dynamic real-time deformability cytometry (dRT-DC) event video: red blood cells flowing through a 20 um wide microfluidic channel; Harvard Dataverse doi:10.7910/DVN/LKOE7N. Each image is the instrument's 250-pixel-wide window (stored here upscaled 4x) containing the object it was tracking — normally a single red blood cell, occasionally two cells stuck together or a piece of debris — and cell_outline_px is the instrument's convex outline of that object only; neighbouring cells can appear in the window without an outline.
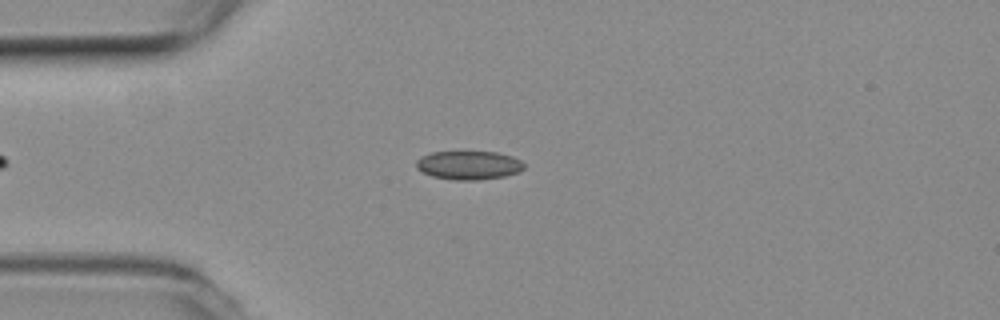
{"species": "common noctule bat (a hibernating species)", "species_latin": "Nyctalus noctula", "temperature_condition": "room temperature", "stored_images_in_passage": 47, "camera_frame_rate_fps": 3000, "um_per_image_px": 0.085, "animal": {"sex": "female", "body_mass_g": 19.3, "forearm_length_mm": 54.1}, "frame": {"image": 1, "passage_image": 10, "time_ms": 3.0, "image_size_px": [1000, 320], "cell_outline_px": [[524, 168], [516, 172], [504, 176], [476, 180], [456, 180], [432, 176], [416, 168], [416, 160], [420, 156], [432, 152], [464, 148], [496, 152], [512, 156], [520, 160], [524, 164]], "centroid_in_image_um": [39.8, 13.97], "position_along_channel_um": 45.2, "area_um2": 18.79}}
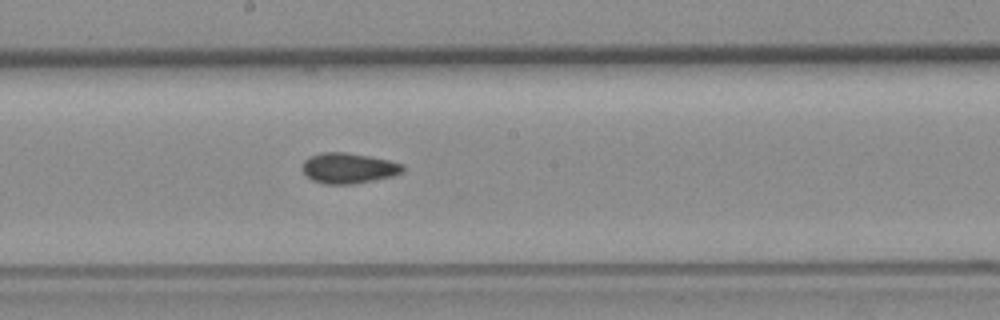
{"frame": {"image": 2, "passage_image": 25, "time_ms": 8.0, "image_size_px": [1000, 320], "cell_outline_px": [[404, 172], [392, 176], [352, 184], [324, 184], [312, 180], [300, 168], [304, 160], [308, 156], [320, 152], [344, 152], [368, 156], [388, 160], [404, 164]], "centroid_in_image_um": [29.59, 14.28], "position_along_channel_um": 218.6, "area_um2": 17.92}}
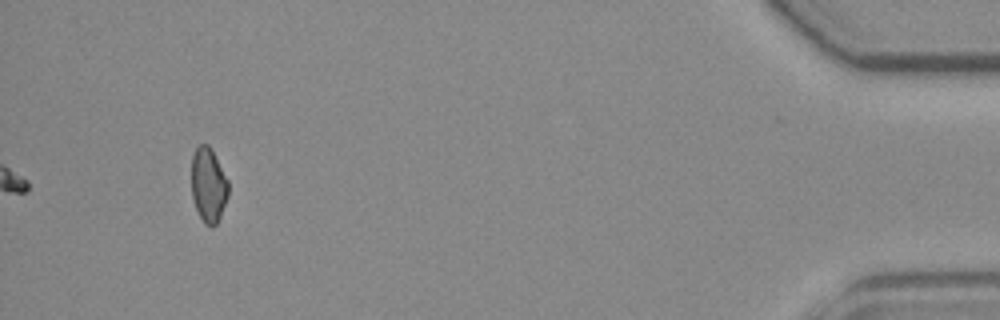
{"frame": {"image": 3, "passage_image": 47, "time_ms": 15.333, "image_size_px": [1000, 320], "cell_outline_px": [[228, 196], [220, 216], [216, 224], [212, 228], [204, 224], [196, 208], [192, 196], [192, 156], [196, 148], [200, 144], [208, 144], [212, 148], [228, 180]], "centroid_in_image_um": [17.72, 15.72], "position_along_channel_um": 417.5, "area_um2": 16.07}, "authors_computed_cell_mechanics": {"area_um2": 17.4556, "velocity_mm_per_s": 3.7824, "shape_relaxation_time_tau1_ms": null, "shape_relaxation_time_tau2_ms": 4.3304, "deformation_change_tau1": null, "deformation_change_tau2": 0.0991}}